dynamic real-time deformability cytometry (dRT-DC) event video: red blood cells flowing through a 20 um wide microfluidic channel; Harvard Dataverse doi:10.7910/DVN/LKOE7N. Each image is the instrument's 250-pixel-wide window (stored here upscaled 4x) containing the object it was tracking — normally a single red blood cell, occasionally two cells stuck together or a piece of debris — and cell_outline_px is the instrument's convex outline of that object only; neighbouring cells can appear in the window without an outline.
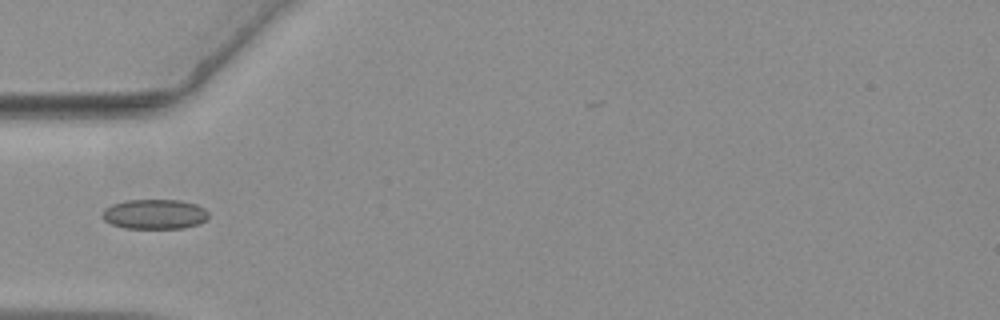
{"species": "common noctule bat (a hibernating species)", "species_latin": "Nyctalus noctula", "temperature_condition": "warm", "stored_images_in_passage": 33, "camera_frame_rate_fps": 3000, "um_per_image_px": 0.085, "animal": {"sex": "female", "body_mass_g": 19.3, "forearm_length_mm": 54.1}, "frame": {"image": 1, "passage_image": 1, "time_ms": 0.0, "image_size_px": [1000, 320], "cell_outline_px": [[208, 220], [200, 224], [184, 228], [124, 228], [112, 224], [104, 220], [104, 208], [112, 204], [124, 200], [180, 200], [196, 204], [204, 208], [208, 212]], "centroid_in_image_um": [13.19, 18.2], "position_along_channel_um": 71.8, "area_um2": 18.55}}
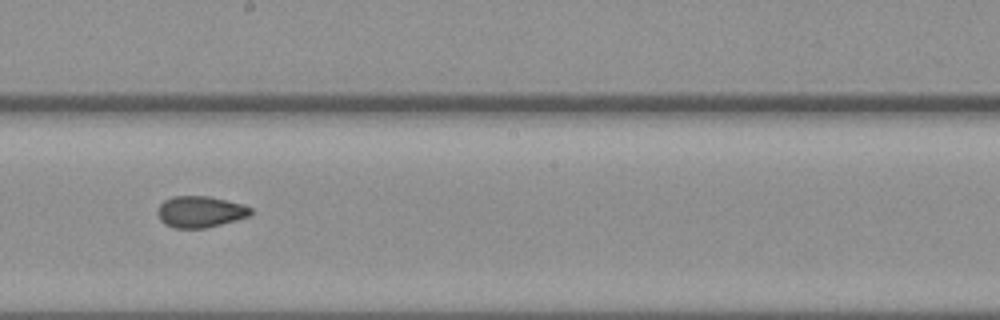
{"frame": {"image": 2, "passage_image": 14, "time_ms": 4.333, "image_size_px": [1000, 320], "cell_outline_px": [[252, 212], [248, 216], [236, 220], [204, 228], [176, 228], [164, 224], [160, 220], [156, 212], [160, 204], [164, 200], [172, 196], [208, 196], [244, 204], [252, 208]], "centroid_in_image_um": [17.0, 17.99], "position_along_channel_um": 231.2, "area_um2": 17.05}}
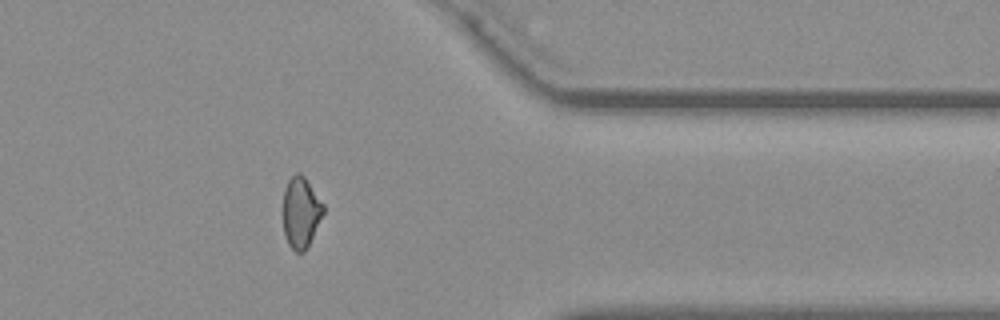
{"frame": {"image": 3, "passage_image": 28, "time_ms": 9.0, "image_size_px": [1000, 320], "cell_outline_px": [[324, 212], [304, 252], [296, 252], [288, 244], [284, 236], [284, 188], [288, 180], [296, 172], [300, 172], [304, 176], [324, 204]], "centroid_in_image_um": [25.57, 18.03], "position_along_channel_um": 385.8, "area_um2": 16.42}}